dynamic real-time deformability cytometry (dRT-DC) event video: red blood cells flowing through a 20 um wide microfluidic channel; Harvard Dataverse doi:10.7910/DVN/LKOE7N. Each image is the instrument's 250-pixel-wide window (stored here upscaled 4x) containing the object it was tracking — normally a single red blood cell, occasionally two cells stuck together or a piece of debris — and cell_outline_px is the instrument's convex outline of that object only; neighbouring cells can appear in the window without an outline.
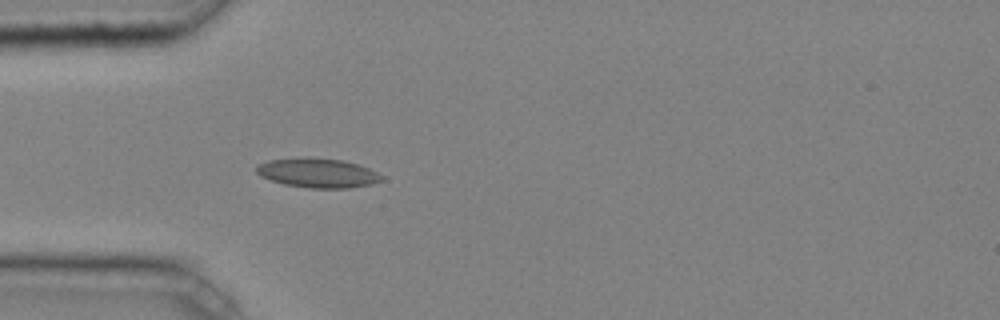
{"species": "common noctule bat (a hibernating species)", "species_latin": "Nyctalus noctula", "temperature_condition": "cold", "stored_images_in_passage": 3, "camera_frame_rate_fps": 3000, "um_per_image_px": 0.085, "animal": {"sex": "male", "body_mass_g": 20.4}, "frame": {"image": 1, "passage_image": 3, "time_ms": 0.667, "image_size_px": [1000, 320], "cell_outline_px": [[384, 180], [372, 184], [348, 188], [308, 188], [284, 184], [260, 176], [256, 172], [256, 164], [268, 160], [308, 156], [340, 160], [360, 164], [384, 176]], "centroid_in_image_um": [27.0, 14.69], "position_along_channel_um": 58.0, "area_um2": 21.73}}